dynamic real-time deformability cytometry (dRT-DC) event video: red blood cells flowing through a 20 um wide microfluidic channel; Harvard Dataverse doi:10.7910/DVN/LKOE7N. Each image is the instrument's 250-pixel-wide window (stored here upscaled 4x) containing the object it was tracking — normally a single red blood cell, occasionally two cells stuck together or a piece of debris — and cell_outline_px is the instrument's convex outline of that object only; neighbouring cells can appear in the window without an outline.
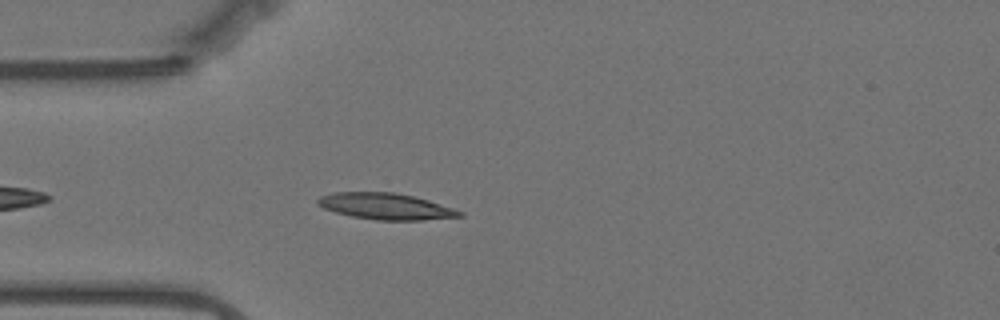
{"species": "Egyptian fruit bat (a non-hibernating species)", "species_latin": "Rousettus aegyptiacus", "temperature_condition": "warm", "stored_images_in_passage": 30, "camera_frame_rate_fps": 3000, "um_per_image_px": 0.085, "animal": {"sex": "female"}, "frame": {"image": 1, "passage_image": 5, "time_ms": 1.333, "image_size_px": [1000, 320], "cell_outline_px": [[464, 216], [424, 220], [376, 220], [352, 216], [336, 212], [324, 208], [316, 204], [316, 200], [320, 196], [332, 192], [392, 192], [412, 196], [428, 200], [464, 212]], "centroid_in_image_um": [32.77, 17.54], "position_along_channel_um": 52.2, "area_um2": 21.68}}
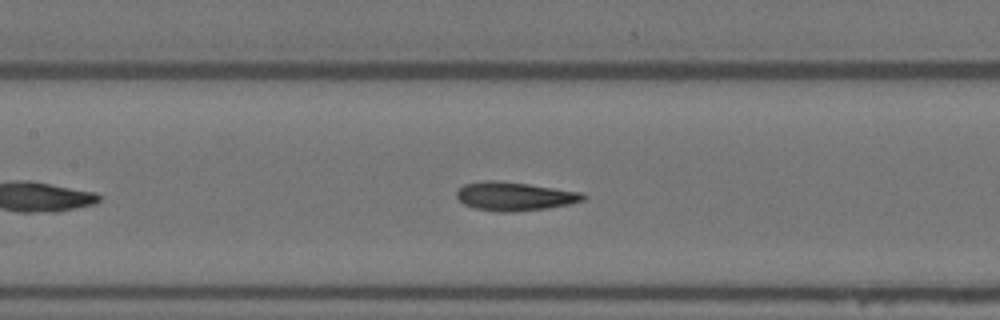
{"frame": {"image": 2, "passage_image": 15, "time_ms": 4.667, "image_size_px": [1000, 320], "cell_outline_px": [[588, 196], [584, 200], [568, 204], [548, 208], [512, 212], [496, 212], [476, 208], [464, 204], [456, 196], [456, 192], [464, 184], [484, 180], [496, 180], [528, 184], [584, 192]], "centroid_in_image_um": [43.76, 16.68], "position_along_channel_um": 163.6, "area_um2": 21.21}}
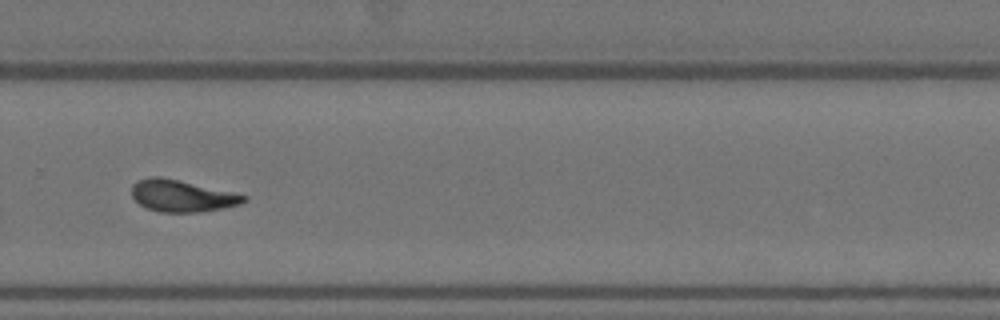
{"frame": {"image": 3, "passage_image": 28, "time_ms": 9.0, "image_size_px": [1000, 320], "cell_outline_px": [[248, 200], [240, 204], [224, 208], [200, 212], [160, 212], [148, 208], [140, 204], [132, 196], [132, 184], [136, 180], [148, 176], [160, 176], [180, 180], [248, 196]], "centroid_in_image_um": [15.45, 16.64], "position_along_channel_um": 314.4, "area_um2": 20.81}}